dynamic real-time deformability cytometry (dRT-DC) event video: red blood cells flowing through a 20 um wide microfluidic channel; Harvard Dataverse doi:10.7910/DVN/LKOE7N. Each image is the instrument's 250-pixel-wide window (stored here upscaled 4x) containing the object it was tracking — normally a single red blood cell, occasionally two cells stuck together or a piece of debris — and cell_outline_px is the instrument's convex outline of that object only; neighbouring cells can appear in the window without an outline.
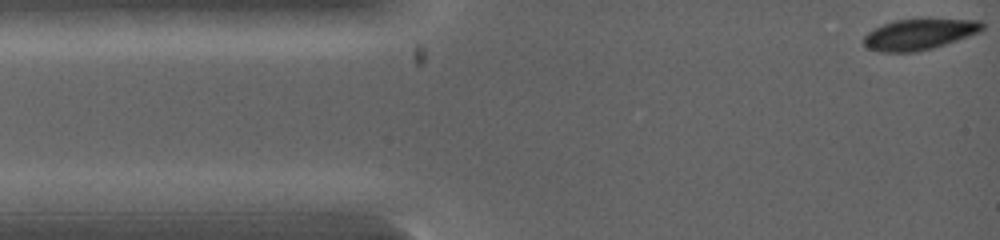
{"species": "common noctule bat (a hibernating species)", "species_latin": "Nyctalus noctula", "temperature_condition": "warm", "stored_images_in_passage": 53, "camera_frame_rate_fps": 5000, "um_per_image_px": 0.085, "animal": {"sex": "female", "body_mass_g": 19.0, "forearm_length_mm": 53.3}, "frame": {"image": 1, "passage_image": 1, "time_ms": 0.0, "image_size_px": [1000, 240], "cell_outline_px": [[984, 28], [980, 32], [932, 48], [916, 52], [880, 52], [864, 48], [864, 36], [868, 32], [884, 24], [896, 20], [920, 16], [928, 16], [980, 20], [984, 24]], "centroid_in_image_um": [78.17, 2.86], "position_along_channel_um": 6.8, "area_um2": 22.25}}
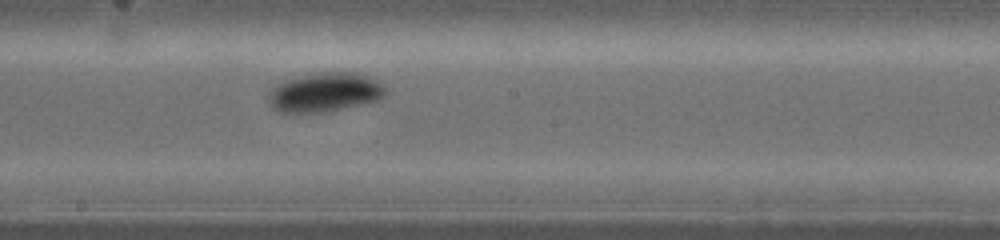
{"frame": {"image": 2, "passage_image": 31, "time_ms": 4.8, "image_size_px": [1000, 240], "cell_outline_px": [[388, 92], [384, 96], [376, 100], [324, 112], [284, 112], [276, 108], [268, 100], [268, 96], [272, 88], [276, 84], [284, 80], [320, 72], [356, 72], [368, 76], [376, 80], [388, 88]], "centroid_in_image_um": [27.65, 7.82], "position_along_channel_um": 220.6, "area_um2": 26.36}}
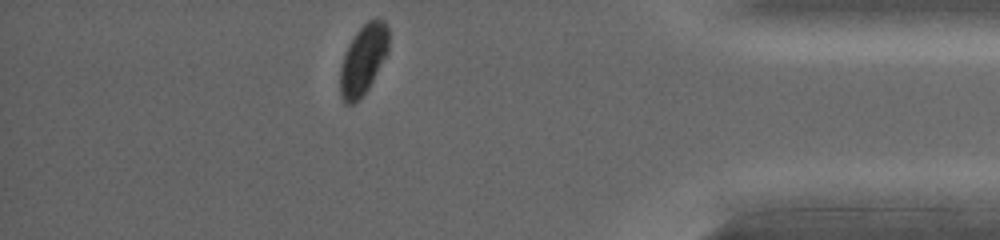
{"frame": {"image": 3, "passage_image": 53, "time_ms": 8.4, "image_size_px": [1000, 240], "cell_outline_px": [[388, 52], [368, 88], [352, 104], [344, 104], [340, 96], [340, 68], [348, 44], [356, 32], [368, 20], [376, 16], [384, 20], [388, 28]], "centroid_in_image_um": [30.87, 5.03], "position_along_channel_um": 404.3, "area_um2": 19.65}}